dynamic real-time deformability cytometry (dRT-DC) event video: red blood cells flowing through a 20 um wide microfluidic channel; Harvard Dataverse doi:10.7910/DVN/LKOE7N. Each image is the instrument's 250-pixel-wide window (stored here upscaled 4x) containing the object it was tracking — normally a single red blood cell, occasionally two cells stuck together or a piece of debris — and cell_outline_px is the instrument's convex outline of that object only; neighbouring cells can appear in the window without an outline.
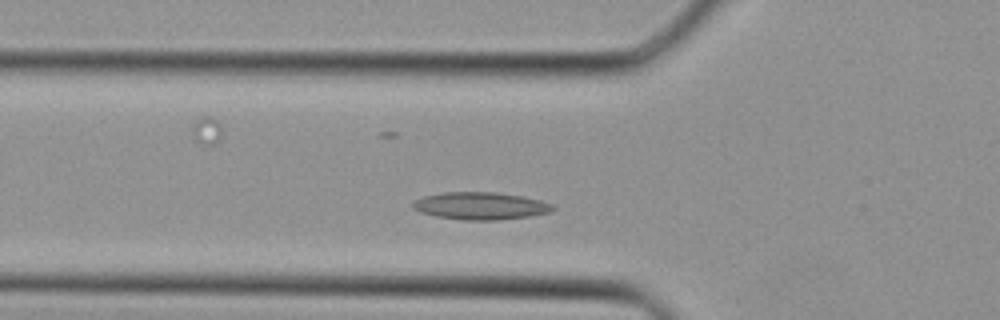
{"species": "Egyptian fruit bat (a non-hibernating species)", "species_latin": "Rousettus aegyptiacus", "temperature_condition": "cold", "stored_images_in_passage": 31, "camera_frame_rate_fps": 3000, "um_per_image_px": 0.085, "animal": {"sex": "female"}, "frame": {"image": 1, "passage_image": 5, "time_ms": 1.333, "image_size_px": [1000, 320], "cell_outline_px": [[556, 208], [552, 212], [528, 216], [496, 220], [464, 220], [436, 216], [420, 212], [412, 208], [412, 204], [416, 200], [424, 196], [444, 192], [496, 192], [524, 196], [540, 200], [552, 204]], "centroid_in_image_um": [40.87, 17.49], "position_along_channel_um": 84.9, "area_um2": 22.37}}
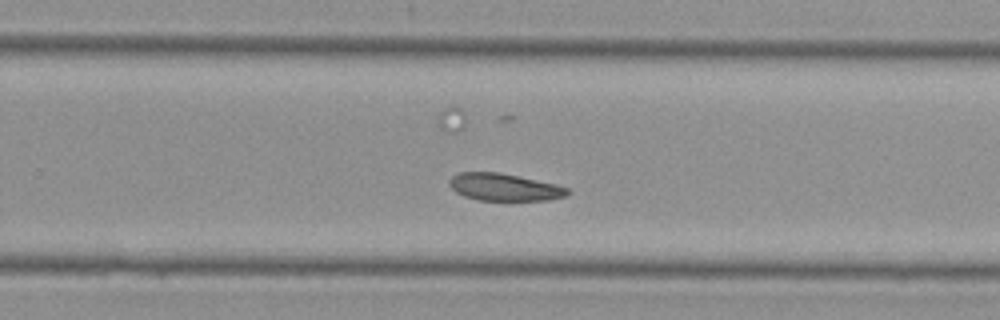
{"frame": {"image": 2, "passage_image": 17, "time_ms": 5.333, "image_size_px": [1000, 320], "cell_outline_px": [[572, 192], [568, 196], [548, 200], [480, 200], [464, 196], [456, 192], [448, 184], [448, 180], [456, 172], [500, 172], [556, 184], [568, 188]], "centroid_in_image_um": [42.88, 15.9], "position_along_channel_um": 286.9, "area_um2": 18.96}}
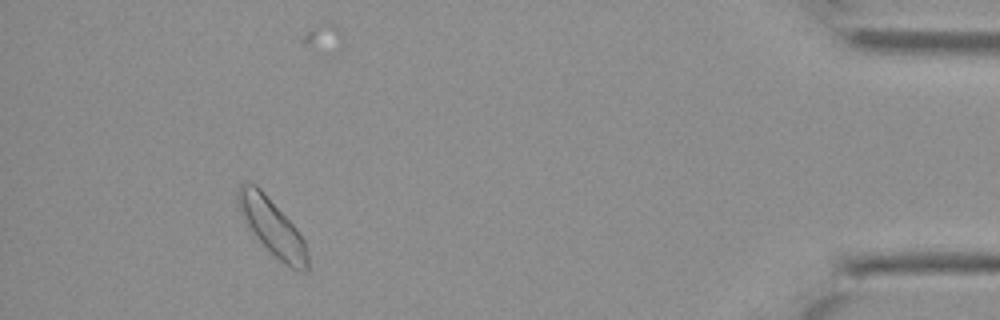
{"frame": {"image": 3, "passage_image": 28, "time_ms": 9.0, "image_size_px": [1000, 320], "cell_outline_px": [[308, 268], [304, 272], [292, 268], [280, 260], [256, 236], [240, 212], [236, 196], [236, 192], [240, 184], [256, 184], [264, 192], [296, 228], [304, 240], [308, 256]], "centroid_in_image_um": [23.14, 19.27], "position_along_channel_um": 412.1, "area_um2": 22.08}}